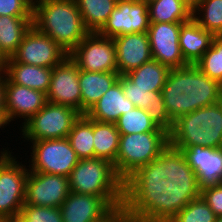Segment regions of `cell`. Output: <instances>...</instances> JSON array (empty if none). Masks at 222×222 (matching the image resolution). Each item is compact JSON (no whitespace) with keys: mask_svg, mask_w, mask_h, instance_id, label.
<instances>
[{"mask_svg":"<svg viewBox=\"0 0 222 222\" xmlns=\"http://www.w3.org/2000/svg\"><path fill=\"white\" fill-rule=\"evenodd\" d=\"M113 40L120 75H125L153 59L148 32L124 34L114 37Z\"/></svg>","mask_w":222,"mask_h":222,"instance_id":"18","label":"cell"},{"mask_svg":"<svg viewBox=\"0 0 222 222\" xmlns=\"http://www.w3.org/2000/svg\"><path fill=\"white\" fill-rule=\"evenodd\" d=\"M192 18L214 36L222 33V0H201L192 10Z\"/></svg>","mask_w":222,"mask_h":222,"instance_id":"31","label":"cell"},{"mask_svg":"<svg viewBox=\"0 0 222 222\" xmlns=\"http://www.w3.org/2000/svg\"><path fill=\"white\" fill-rule=\"evenodd\" d=\"M215 36L203 29L193 18L181 25L179 45L188 64H196L210 48Z\"/></svg>","mask_w":222,"mask_h":222,"instance_id":"22","label":"cell"},{"mask_svg":"<svg viewBox=\"0 0 222 222\" xmlns=\"http://www.w3.org/2000/svg\"><path fill=\"white\" fill-rule=\"evenodd\" d=\"M123 92L134 105L145 109L151 119L161 128L169 132L173 121L169 117L161 92L148 91L142 88H122Z\"/></svg>","mask_w":222,"mask_h":222,"instance_id":"25","label":"cell"},{"mask_svg":"<svg viewBox=\"0 0 222 222\" xmlns=\"http://www.w3.org/2000/svg\"><path fill=\"white\" fill-rule=\"evenodd\" d=\"M116 173L144 199L154 189L167 185L172 173L168 132L120 134Z\"/></svg>","mask_w":222,"mask_h":222,"instance_id":"1","label":"cell"},{"mask_svg":"<svg viewBox=\"0 0 222 222\" xmlns=\"http://www.w3.org/2000/svg\"><path fill=\"white\" fill-rule=\"evenodd\" d=\"M144 200L166 222H215L217 218L199 193L180 186H160Z\"/></svg>","mask_w":222,"mask_h":222,"instance_id":"7","label":"cell"},{"mask_svg":"<svg viewBox=\"0 0 222 222\" xmlns=\"http://www.w3.org/2000/svg\"><path fill=\"white\" fill-rule=\"evenodd\" d=\"M0 161L10 152L8 146L0 149Z\"/></svg>","mask_w":222,"mask_h":222,"instance_id":"44","label":"cell"},{"mask_svg":"<svg viewBox=\"0 0 222 222\" xmlns=\"http://www.w3.org/2000/svg\"><path fill=\"white\" fill-rule=\"evenodd\" d=\"M79 70L88 72H118L116 45L113 38L89 32L69 54Z\"/></svg>","mask_w":222,"mask_h":222,"instance_id":"11","label":"cell"},{"mask_svg":"<svg viewBox=\"0 0 222 222\" xmlns=\"http://www.w3.org/2000/svg\"><path fill=\"white\" fill-rule=\"evenodd\" d=\"M4 74L11 83L47 94L50 88L52 68L19 63L8 58Z\"/></svg>","mask_w":222,"mask_h":222,"instance_id":"23","label":"cell"},{"mask_svg":"<svg viewBox=\"0 0 222 222\" xmlns=\"http://www.w3.org/2000/svg\"><path fill=\"white\" fill-rule=\"evenodd\" d=\"M69 193L68 177L29 171L24 205L60 208Z\"/></svg>","mask_w":222,"mask_h":222,"instance_id":"14","label":"cell"},{"mask_svg":"<svg viewBox=\"0 0 222 222\" xmlns=\"http://www.w3.org/2000/svg\"><path fill=\"white\" fill-rule=\"evenodd\" d=\"M172 173L167 185L201 189L222 183V148H170Z\"/></svg>","mask_w":222,"mask_h":222,"instance_id":"4","label":"cell"},{"mask_svg":"<svg viewBox=\"0 0 222 222\" xmlns=\"http://www.w3.org/2000/svg\"><path fill=\"white\" fill-rule=\"evenodd\" d=\"M67 138L80 160L95 157L93 120L85 114L74 123Z\"/></svg>","mask_w":222,"mask_h":222,"instance_id":"30","label":"cell"},{"mask_svg":"<svg viewBox=\"0 0 222 222\" xmlns=\"http://www.w3.org/2000/svg\"><path fill=\"white\" fill-rule=\"evenodd\" d=\"M215 222H222V217H217Z\"/></svg>","mask_w":222,"mask_h":222,"instance_id":"46","label":"cell"},{"mask_svg":"<svg viewBox=\"0 0 222 222\" xmlns=\"http://www.w3.org/2000/svg\"><path fill=\"white\" fill-rule=\"evenodd\" d=\"M149 26L147 3L141 0H117L116 7L98 33L114 38L124 34L148 32Z\"/></svg>","mask_w":222,"mask_h":222,"instance_id":"13","label":"cell"},{"mask_svg":"<svg viewBox=\"0 0 222 222\" xmlns=\"http://www.w3.org/2000/svg\"><path fill=\"white\" fill-rule=\"evenodd\" d=\"M192 10L201 2V0H183Z\"/></svg>","mask_w":222,"mask_h":222,"instance_id":"43","label":"cell"},{"mask_svg":"<svg viewBox=\"0 0 222 222\" xmlns=\"http://www.w3.org/2000/svg\"><path fill=\"white\" fill-rule=\"evenodd\" d=\"M10 152L0 161V216L11 222L21 211L25 201L26 163ZM15 155V156H13Z\"/></svg>","mask_w":222,"mask_h":222,"instance_id":"10","label":"cell"},{"mask_svg":"<svg viewBox=\"0 0 222 222\" xmlns=\"http://www.w3.org/2000/svg\"><path fill=\"white\" fill-rule=\"evenodd\" d=\"M11 222H37L30 220L22 211Z\"/></svg>","mask_w":222,"mask_h":222,"instance_id":"40","label":"cell"},{"mask_svg":"<svg viewBox=\"0 0 222 222\" xmlns=\"http://www.w3.org/2000/svg\"><path fill=\"white\" fill-rule=\"evenodd\" d=\"M150 23L188 22L192 9L183 0H154L148 3Z\"/></svg>","mask_w":222,"mask_h":222,"instance_id":"28","label":"cell"},{"mask_svg":"<svg viewBox=\"0 0 222 222\" xmlns=\"http://www.w3.org/2000/svg\"><path fill=\"white\" fill-rule=\"evenodd\" d=\"M168 135L170 148H222V101L177 118Z\"/></svg>","mask_w":222,"mask_h":222,"instance_id":"6","label":"cell"},{"mask_svg":"<svg viewBox=\"0 0 222 222\" xmlns=\"http://www.w3.org/2000/svg\"><path fill=\"white\" fill-rule=\"evenodd\" d=\"M5 74L0 73V109H5Z\"/></svg>","mask_w":222,"mask_h":222,"instance_id":"39","label":"cell"},{"mask_svg":"<svg viewBox=\"0 0 222 222\" xmlns=\"http://www.w3.org/2000/svg\"><path fill=\"white\" fill-rule=\"evenodd\" d=\"M79 67L68 56L61 64L52 68L47 102L65 105L81 113V89Z\"/></svg>","mask_w":222,"mask_h":222,"instance_id":"16","label":"cell"},{"mask_svg":"<svg viewBox=\"0 0 222 222\" xmlns=\"http://www.w3.org/2000/svg\"><path fill=\"white\" fill-rule=\"evenodd\" d=\"M112 207L100 196L70 192L60 206L63 222H93Z\"/></svg>","mask_w":222,"mask_h":222,"instance_id":"19","label":"cell"},{"mask_svg":"<svg viewBox=\"0 0 222 222\" xmlns=\"http://www.w3.org/2000/svg\"><path fill=\"white\" fill-rule=\"evenodd\" d=\"M141 204H122L112 207L105 215L93 222H132L135 210Z\"/></svg>","mask_w":222,"mask_h":222,"instance_id":"36","label":"cell"},{"mask_svg":"<svg viewBox=\"0 0 222 222\" xmlns=\"http://www.w3.org/2000/svg\"><path fill=\"white\" fill-rule=\"evenodd\" d=\"M132 222H166L145 201L135 210Z\"/></svg>","mask_w":222,"mask_h":222,"instance_id":"38","label":"cell"},{"mask_svg":"<svg viewBox=\"0 0 222 222\" xmlns=\"http://www.w3.org/2000/svg\"><path fill=\"white\" fill-rule=\"evenodd\" d=\"M115 124L120 134L166 131L151 119L145 109L139 107L123 113Z\"/></svg>","mask_w":222,"mask_h":222,"instance_id":"32","label":"cell"},{"mask_svg":"<svg viewBox=\"0 0 222 222\" xmlns=\"http://www.w3.org/2000/svg\"><path fill=\"white\" fill-rule=\"evenodd\" d=\"M93 137L95 157L110 161L116 171L120 138L116 124L93 120Z\"/></svg>","mask_w":222,"mask_h":222,"instance_id":"27","label":"cell"},{"mask_svg":"<svg viewBox=\"0 0 222 222\" xmlns=\"http://www.w3.org/2000/svg\"><path fill=\"white\" fill-rule=\"evenodd\" d=\"M22 212L30 219L37 222H63L60 208L24 205Z\"/></svg>","mask_w":222,"mask_h":222,"instance_id":"34","label":"cell"},{"mask_svg":"<svg viewBox=\"0 0 222 222\" xmlns=\"http://www.w3.org/2000/svg\"><path fill=\"white\" fill-rule=\"evenodd\" d=\"M0 222H9L6 218L0 216Z\"/></svg>","mask_w":222,"mask_h":222,"instance_id":"45","label":"cell"},{"mask_svg":"<svg viewBox=\"0 0 222 222\" xmlns=\"http://www.w3.org/2000/svg\"><path fill=\"white\" fill-rule=\"evenodd\" d=\"M32 25L68 54L89 33L75 0H34Z\"/></svg>","mask_w":222,"mask_h":222,"instance_id":"5","label":"cell"},{"mask_svg":"<svg viewBox=\"0 0 222 222\" xmlns=\"http://www.w3.org/2000/svg\"><path fill=\"white\" fill-rule=\"evenodd\" d=\"M118 72H88L79 70L81 114H86L118 80Z\"/></svg>","mask_w":222,"mask_h":222,"instance_id":"24","label":"cell"},{"mask_svg":"<svg viewBox=\"0 0 222 222\" xmlns=\"http://www.w3.org/2000/svg\"><path fill=\"white\" fill-rule=\"evenodd\" d=\"M217 217H222V183L209 186L198 192Z\"/></svg>","mask_w":222,"mask_h":222,"instance_id":"37","label":"cell"},{"mask_svg":"<svg viewBox=\"0 0 222 222\" xmlns=\"http://www.w3.org/2000/svg\"><path fill=\"white\" fill-rule=\"evenodd\" d=\"M8 126L5 109H0V128L1 130Z\"/></svg>","mask_w":222,"mask_h":222,"instance_id":"41","label":"cell"},{"mask_svg":"<svg viewBox=\"0 0 222 222\" xmlns=\"http://www.w3.org/2000/svg\"><path fill=\"white\" fill-rule=\"evenodd\" d=\"M5 114L8 126L11 121L22 120L20 127L47 103V94L11 83L5 76ZM18 117V118H17ZM24 120V121H23Z\"/></svg>","mask_w":222,"mask_h":222,"instance_id":"17","label":"cell"},{"mask_svg":"<svg viewBox=\"0 0 222 222\" xmlns=\"http://www.w3.org/2000/svg\"><path fill=\"white\" fill-rule=\"evenodd\" d=\"M89 32H99L107 22L117 0H75Z\"/></svg>","mask_w":222,"mask_h":222,"instance_id":"29","label":"cell"},{"mask_svg":"<svg viewBox=\"0 0 222 222\" xmlns=\"http://www.w3.org/2000/svg\"><path fill=\"white\" fill-rule=\"evenodd\" d=\"M33 16L0 15V50L8 59L17 51L25 33L32 26Z\"/></svg>","mask_w":222,"mask_h":222,"instance_id":"26","label":"cell"},{"mask_svg":"<svg viewBox=\"0 0 222 222\" xmlns=\"http://www.w3.org/2000/svg\"><path fill=\"white\" fill-rule=\"evenodd\" d=\"M169 117L177 118L222 101V85L194 64L171 68L161 91Z\"/></svg>","mask_w":222,"mask_h":222,"instance_id":"2","label":"cell"},{"mask_svg":"<svg viewBox=\"0 0 222 222\" xmlns=\"http://www.w3.org/2000/svg\"><path fill=\"white\" fill-rule=\"evenodd\" d=\"M141 1H143V2H145V3H150V2H152V1H154V0H141Z\"/></svg>","mask_w":222,"mask_h":222,"instance_id":"47","label":"cell"},{"mask_svg":"<svg viewBox=\"0 0 222 222\" xmlns=\"http://www.w3.org/2000/svg\"><path fill=\"white\" fill-rule=\"evenodd\" d=\"M68 56L69 54L53 39L32 25L11 58L19 63L53 68L61 64Z\"/></svg>","mask_w":222,"mask_h":222,"instance_id":"12","label":"cell"},{"mask_svg":"<svg viewBox=\"0 0 222 222\" xmlns=\"http://www.w3.org/2000/svg\"><path fill=\"white\" fill-rule=\"evenodd\" d=\"M134 107L135 105L126 98L121 81L118 80L85 115L92 120L116 123L123 113Z\"/></svg>","mask_w":222,"mask_h":222,"instance_id":"20","label":"cell"},{"mask_svg":"<svg viewBox=\"0 0 222 222\" xmlns=\"http://www.w3.org/2000/svg\"><path fill=\"white\" fill-rule=\"evenodd\" d=\"M34 0H0L1 16H33Z\"/></svg>","mask_w":222,"mask_h":222,"instance_id":"35","label":"cell"},{"mask_svg":"<svg viewBox=\"0 0 222 222\" xmlns=\"http://www.w3.org/2000/svg\"><path fill=\"white\" fill-rule=\"evenodd\" d=\"M27 144L32 151L28 156L29 171L68 177L80 160L68 138L38 140Z\"/></svg>","mask_w":222,"mask_h":222,"instance_id":"9","label":"cell"},{"mask_svg":"<svg viewBox=\"0 0 222 222\" xmlns=\"http://www.w3.org/2000/svg\"><path fill=\"white\" fill-rule=\"evenodd\" d=\"M195 65L205 75L222 85V38L215 36L210 48Z\"/></svg>","mask_w":222,"mask_h":222,"instance_id":"33","label":"cell"},{"mask_svg":"<svg viewBox=\"0 0 222 222\" xmlns=\"http://www.w3.org/2000/svg\"><path fill=\"white\" fill-rule=\"evenodd\" d=\"M7 60L8 59L3 55V53L0 50V73L4 72Z\"/></svg>","mask_w":222,"mask_h":222,"instance_id":"42","label":"cell"},{"mask_svg":"<svg viewBox=\"0 0 222 222\" xmlns=\"http://www.w3.org/2000/svg\"><path fill=\"white\" fill-rule=\"evenodd\" d=\"M68 183L70 192L100 196L111 207L145 201L117 175L110 161L101 158L79 160L68 176Z\"/></svg>","mask_w":222,"mask_h":222,"instance_id":"3","label":"cell"},{"mask_svg":"<svg viewBox=\"0 0 222 222\" xmlns=\"http://www.w3.org/2000/svg\"><path fill=\"white\" fill-rule=\"evenodd\" d=\"M185 22L150 23L148 36L153 60L171 68L189 65L179 45L181 25Z\"/></svg>","mask_w":222,"mask_h":222,"instance_id":"15","label":"cell"},{"mask_svg":"<svg viewBox=\"0 0 222 222\" xmlns=\"http://www.w3.org/2000/svg\"><path fill=\"white\" fill-rule=\"evenodd\" d=\"M170 68L156 60L144 63L125 75H120L122 88H142L161 92Z\"/></svg>","mask_w":222,"mask_h":222,"instance_id":"21","label":"cell"},{"mask_svg":"<svg viewBox=\"0 0 222 222\" xmlns=\"http://www.w3.org/2000/svg\"><path fill=\"white\" fill-rule=\"evenodd\" d=\"M81 115L74 108L47 102L39 112L19 127L20 137L27 143L67 138L72 126Z\"/></svg>","mask_w":222,"mask_h":222,"instance_id":"8","label":"cell"}]
</instances>
